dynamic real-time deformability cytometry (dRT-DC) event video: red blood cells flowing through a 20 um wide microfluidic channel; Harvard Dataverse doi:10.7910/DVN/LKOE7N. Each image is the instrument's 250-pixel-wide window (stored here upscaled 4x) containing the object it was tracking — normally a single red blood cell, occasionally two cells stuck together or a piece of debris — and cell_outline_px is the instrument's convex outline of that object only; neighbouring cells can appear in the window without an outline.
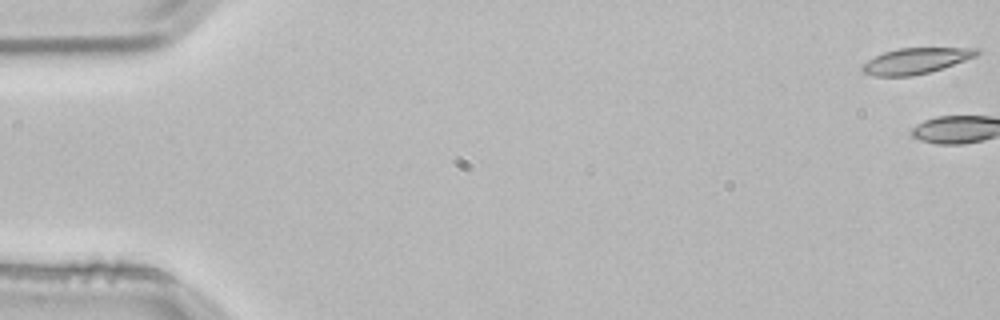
{"species": "common noctule bat (a hibernating species)", "species_latin": "Nyctalus noctula", "temperature_condition": "room temperature", "stored_images_in_passage": 4, "camera_frame_rate_fps": 3000, "um_per_image_px": 0.085, "animal": {"sex": "male", "body_mass_g": 21.5, "forearm_length_mm": 52.0}, "frame": {"image": 1, "passage_image": 1, "time_ms": 0.0, "image_size_px": [1000, 320], "cell_outline_px": [[980, 52], [976, 56], [928, 72], [912, 76], [876, 76], [864, 72], [860, 68], [860, 64], [884, 52], [896, 48], [980, 48]], "centroid_in_image_um": [77.8, 5.16], "position_along_channel_um": 7.2, "area_um2": 16.99}}